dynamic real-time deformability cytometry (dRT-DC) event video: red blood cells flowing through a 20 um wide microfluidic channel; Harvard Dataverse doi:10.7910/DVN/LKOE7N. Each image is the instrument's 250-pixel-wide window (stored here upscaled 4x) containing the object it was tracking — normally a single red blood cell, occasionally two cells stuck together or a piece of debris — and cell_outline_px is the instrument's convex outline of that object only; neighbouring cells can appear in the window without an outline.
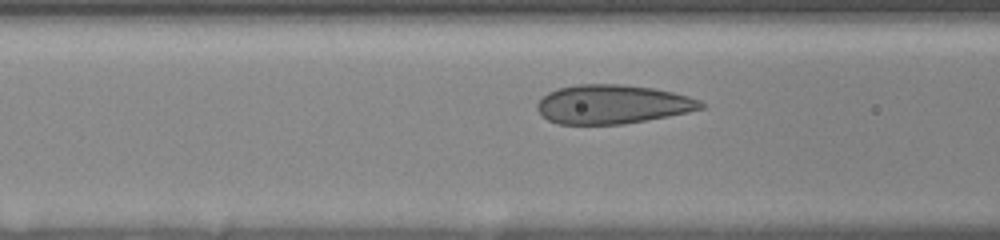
{"species": "human", "species_latin": "Homo sapiens", "temperature_condition": "room temperature", "stored_images_in_passage": 10, "camera_frame_rate_fps": 3000, "um_per_image_px": 0.085, "donor": {"sex": "female"}, "frame": {"image": 1, "passage_image": 7, "time_ms": 2.0, "image_size_px": [1000, 240], "cell_outline_px": [[704, 108], [688, 112], [668, 116], [624, 124], [556, 124], [548, 120], [536, 108], [536, 104], [548, 92], [560, 88], [576, 84], [620, 84], [652, 88], [672, 92], [688, 96], [700, 100], [704, 104]], "centroid_in_image_um": [52.06, 8.87], "position_along_channel_um": 114.5, "area_um2": 37.05}}